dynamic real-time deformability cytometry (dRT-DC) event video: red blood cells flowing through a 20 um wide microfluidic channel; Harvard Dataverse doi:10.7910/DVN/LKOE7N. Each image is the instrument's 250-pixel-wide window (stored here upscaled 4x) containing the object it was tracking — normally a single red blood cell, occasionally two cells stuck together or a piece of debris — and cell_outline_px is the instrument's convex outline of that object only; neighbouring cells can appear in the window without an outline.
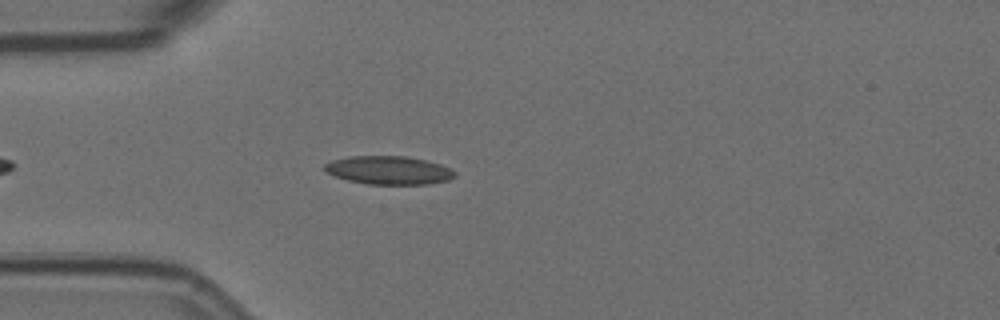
{"species": "Egyptian fruit bat (a non-hibernating species)", "species_latin": "Rousettus aegyptiacus", "temperature_condition": "room temperature", "stored_images_in_passage": 5, "camera_frame_rate_fps": 3000, "um_per_image_px": 0.085, "animal": {"sex": "female"}, "frame": {"image": 1, "passage_image": 5, "time_ms": 1.333, "image_size_px": [1000, 320], "cell_outline_px": [[456, 176], [448, 180], [428, 184], [368, 184], [348, 180], [324, 172], [324, 164], [332, 160], [352, 156], [404, 156], [424, 160], [440, 164], [456, 172]], "centroid_in_image_um": [33.03, 14.47], "position_along_channel_um": 52.0, "area_um2": 21.39}}